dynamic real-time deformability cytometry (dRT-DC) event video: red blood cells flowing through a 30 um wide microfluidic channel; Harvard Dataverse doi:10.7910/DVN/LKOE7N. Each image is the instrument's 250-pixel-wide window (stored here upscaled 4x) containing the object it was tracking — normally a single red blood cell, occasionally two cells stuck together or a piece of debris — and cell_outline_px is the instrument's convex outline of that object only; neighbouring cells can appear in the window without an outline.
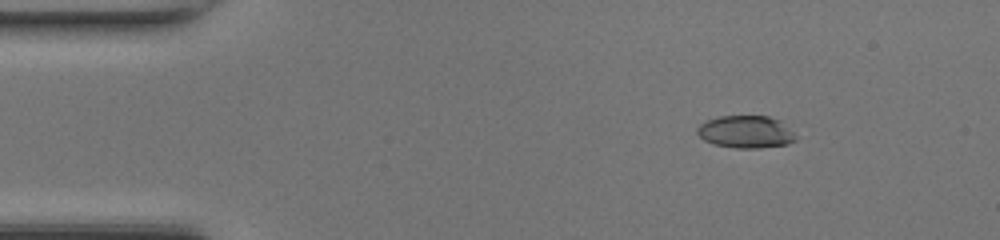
{"species": "common noctule bat (a hibernating species)", "species_latin": "Nyctalus noctula", "temperature_condition": "room temperature", "stored_images_in_passage": 48, "camera_frame_rate_fps": 3000, "um_per_image_px": 0.085, "animal": {"sex": "female", "body_mass_g": 17.0, "forearm_length_mm": 48.0}, "frame": {"image": 1, "passage_image": 7, "time_ms": 2.0, "image_size_px": [1000, 240], "cell_outline_px": [[796, 140], [788, 144], [760, 148], [736, 148], [712, 144], [704, 140], [696, 132], [696, 128], [700, 124], [708, 120], [720, 116], [768, 116], [780, 120], [796, 136]], "centroid_in_image_um": [63.38, 11.21], "position_along_channel_um": 21.6, "area_um2": 18.61}}
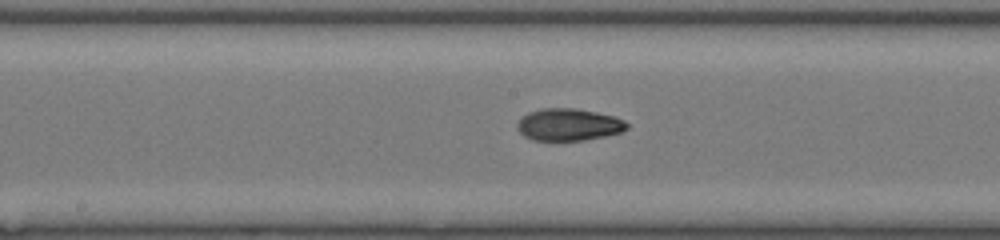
{"frame": {"image": 2, "passage_image": 25, "time_ms": 8.0, "image_size_px": [1000, 240], "cell_outline_px": [[628, 128], [620, 132], [604, 136], [584, 140], [532, 140], [524, 136], [516, 128], [516, 124], [528, 112], [540, 108], [576, 108], [596, 112], [612, 116], [624, 120], [628, 124]], "centroid_in_image_um": [48.31, 10.59], "position_along_channel_um": 199.9, "area_um2": 20.46}}
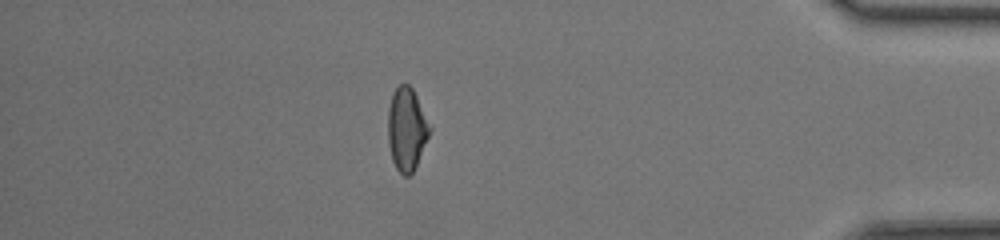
{"frame": {"image": 3, "passage_image": 42, "time_ms": 13.667, "image_size_px": [1000, 240], "cell_outline_px": [[432, 128], [416, 164], [412, 172], [408, 176], [404, 176], [396, 168], [392, 160], [388, 144], [388, 108], [392, 92], [400, 84], [408, 84], [412, 88]], "centroid_in_image_um": [34.55, 10.95], "position_along_channel_um": 400.7, "area_um2": 20.0}, "authors_computed_cell_mechanics": {"area_um2": 19.8832, "velocity_mm_per_s": 4.3449, "shape_relaxation_time_tau1_ms": null, "shape_relaxation_time_tau2_ms": 2.153, "deformation_change_tau1": null, "deformation_change_tau2": 0.052}}